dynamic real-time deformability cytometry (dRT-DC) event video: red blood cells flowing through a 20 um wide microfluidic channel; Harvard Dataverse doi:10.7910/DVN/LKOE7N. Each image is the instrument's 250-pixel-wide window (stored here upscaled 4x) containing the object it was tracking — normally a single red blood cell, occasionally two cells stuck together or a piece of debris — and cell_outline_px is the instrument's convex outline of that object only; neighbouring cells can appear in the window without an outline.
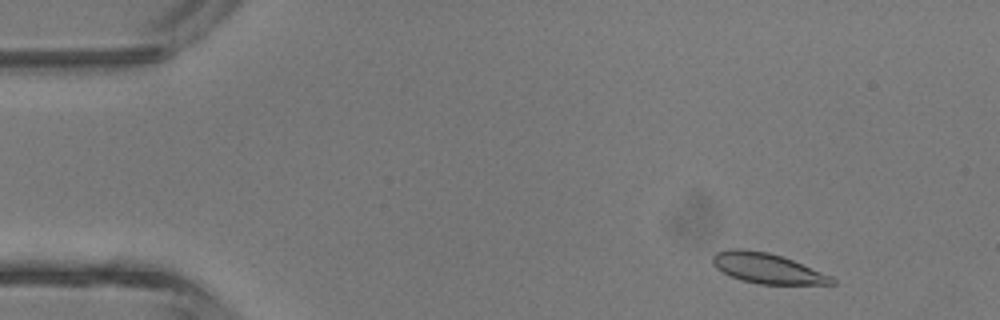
{"species": "common noctule bat (a hibernating species)", "species_latin": "Nyctalus noctula", "temperature_condition": "room temperature", "stored_images_in_passage": 4, "camera_frame_rate_fps": 3000, "um_per_image_px": 0.085, "animal": {"sex": "male", "body_mass_g": 13.3}, "frame": {"image": 1, "passage_image": 1, "time_ms": 0.0, "image_size_px": [1000, 320], "cell_outline_px": [[836, 284], [760, 284], [740, 280], [728, 276], [716, 268], [712, 264], [712, 256], [716, 252], [728, 248], [740, 248], [768, 252], [792, 260], [832, 276], [836, 280]], "centroid_in_image_um": [65.16, 22.8], "position_along_channel_um": 19.8, "area_um2": 21.1}}